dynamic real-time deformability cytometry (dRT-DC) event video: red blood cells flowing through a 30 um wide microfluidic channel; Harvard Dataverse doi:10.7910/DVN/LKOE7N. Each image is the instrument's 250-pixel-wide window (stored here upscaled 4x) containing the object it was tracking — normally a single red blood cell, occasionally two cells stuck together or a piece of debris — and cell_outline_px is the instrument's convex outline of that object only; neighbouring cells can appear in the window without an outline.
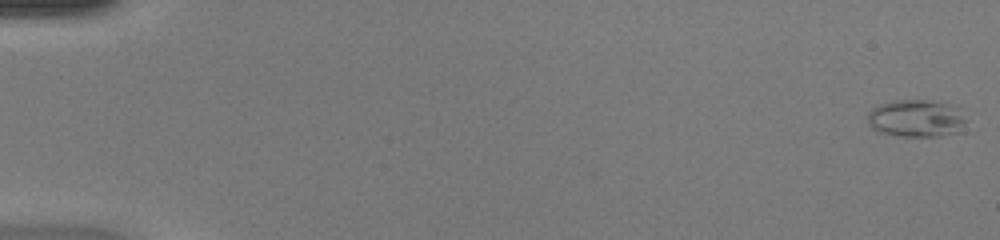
{"species": "common noctule bat (a hibernating species)", "species_latin": "Nyctalus noctula", "temperature_condition": "warm", "stored_images_in_passage": 49, "camera_frame_rate_fps": 3000, "um_per_image_px": 0.085, "animal": {"sex": "female", "body_mass_g": 20.0, "forearm_length_mm": 54.0}, "frame": {"image": 1, "passage_image": 1, "time_ms": 0.0, "image_size_px": [1000, 240], "cell_outline_px": [[968, 120], [960, 132], [940, 136], [896, 136], [872, 128], [868, 124], [868, 112], [872, 108], [880, 104], [892, 100], [932, 100], [948, 104], [960, 108]], "centroid_in_image_um": [77.93, 10.05], "position_along_channel_um": 7.1, "area_um2": 21.79}}
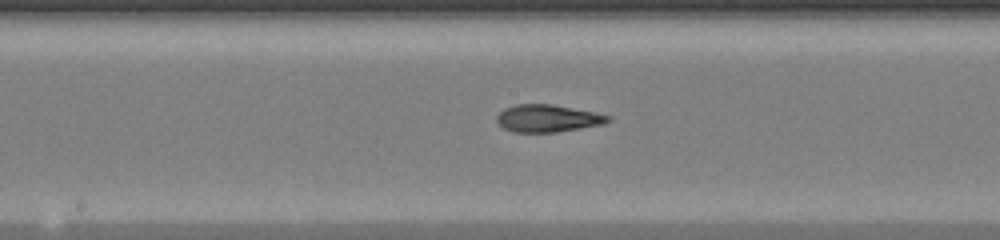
{"frame": {"image": 2, "passage_image": 27, "time_ms": 8.667, "image_size_px": [1000, 240], "cell_outline_px": [[612, 120], [604, 124], [556, 132], [512, 132], [504, 128], [496, 120], [496, 116], [504, 108], [516, 104], [552, 104], [612, 116]], "centroid_in_image_um": [46.55, 10.06], "position_along_channel_um": 201.7, "area_um2": 17.69}}
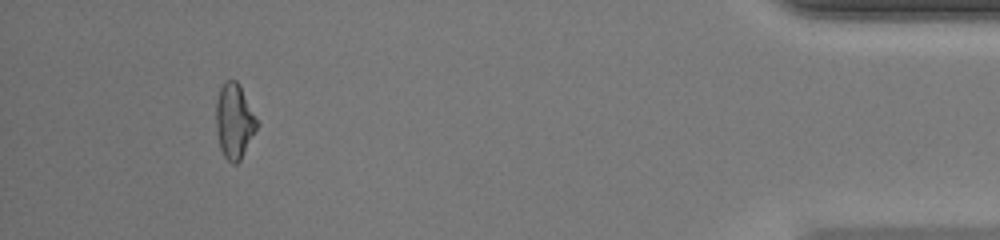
{"frame": {"image": 3, "passage_image": 46, "time_ms": 15.0, "image_size_px": [1000, 240], "cell_outline_px": [[260, 124], [240, 160], [236, 164], [232, 164], [224, 156], [220, 148], [216, 132], [216, 100], [220, 88], [224, 80], [236, 80], [240, 84]], "centroid_in_image_um": [19.92, 10.28], "position_along_channel_um": 415.3, "area_um2": 18.15}, "authors_computed_cell_mechanics": {"area_um2": 18.3804, "velocity_mm_per_s": 4.31, "shape_relaxation_time_tau1_ms": null, "shape_relaxation_time_tau2_ms": 1.6964, "deformation_change_tau1": null, "deformation_change_tau2": 0.0926}}